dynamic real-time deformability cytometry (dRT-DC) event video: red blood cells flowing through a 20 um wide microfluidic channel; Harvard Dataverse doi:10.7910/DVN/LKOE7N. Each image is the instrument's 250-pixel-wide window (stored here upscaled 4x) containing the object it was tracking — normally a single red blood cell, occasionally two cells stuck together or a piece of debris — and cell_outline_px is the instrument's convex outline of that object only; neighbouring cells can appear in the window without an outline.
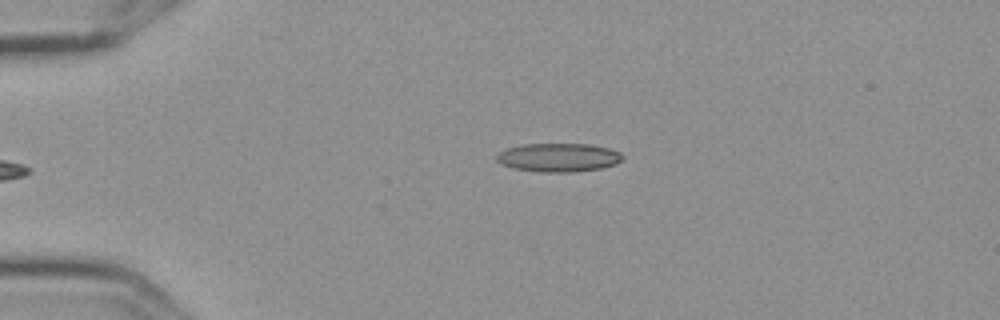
{"species": "Egyptian fruit bat (a non-hibernating species)", "species_latin": "Rousettus aegyptiacus", "temperature_condition": "cold", "stored_images_in_passage": 5, "camera_frame_rate_fps": 3000, "um_per_image_px": 0.085, "frame": {"image": 1, "passage_image": 5, "time_ms": 1.333, "image_size_px": [1000, 320], "cell_outline_px": [[624, 156], [616, 164], [600, 168], [568, 172], [548, 172], [512, 168], [500, 164], [496, 160], [496, 152], [504, 148], [520, 144], [588, 144], [608, 148], [620, 152]], "centroid_in_image_um": [47.4, 13.37], "position_along_channel_um": 37.6, "area_um2": 21.04}}